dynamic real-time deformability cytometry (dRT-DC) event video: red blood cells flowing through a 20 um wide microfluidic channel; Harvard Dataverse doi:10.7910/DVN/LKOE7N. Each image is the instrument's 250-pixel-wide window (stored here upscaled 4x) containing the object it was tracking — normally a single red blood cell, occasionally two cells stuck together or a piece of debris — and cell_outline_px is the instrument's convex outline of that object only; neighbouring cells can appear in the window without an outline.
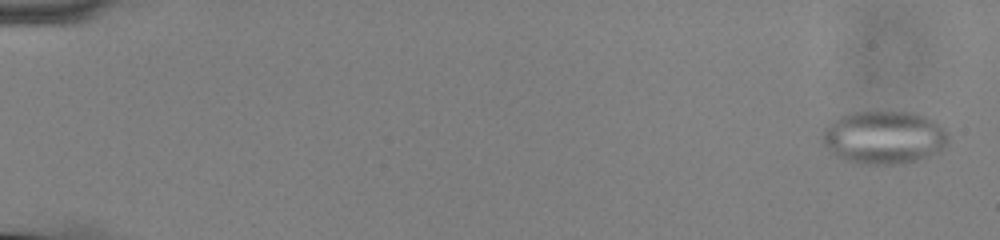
{"species": "common noctule bat (a hibernating species)", "species_latin": "Nyctalus noctula", "temperature_condition": "cold", "stored_images_in_passage": 57, "camera_frame_rate_fps": 3000, "um_per_image_px": 0.085, "animal": {"sex": "male", "body_mass_g": 13.0, "forearm_length_mm": 53.1}, "frame": {"image": 1, "passage_image": 2, "time_ms": 0.333, "image_size_px": [1000, 240], "cell_outline_px": [[948, 140], [944, 148], [940, 152], [916, 160], [900, 164], [860, 164], [836, 156], [824, 144], [824, 128], [828, 124], [840, 116], [852, 112], [876, 108], [880, 108], [912, 112], [936, 120], [948, 132]], "centroid_in_image_um": [75.18, 11.62], "position_along_channel_um": 9.8, "area_um2": 39.82}}
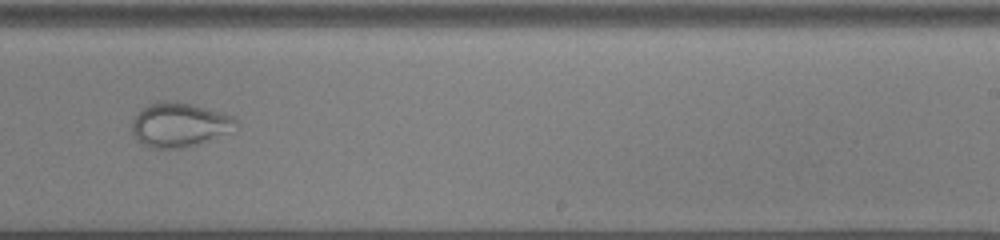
{"frame": {"image": 2, "passage_image": 37, "time_ms": 12.0, "image_size_px": [1000, 240], "cell_outline_px": [[240, 128], [236, 132], [196, 144], [180, 148], [152, 148], [136, 140], [132, 132], [132, 120], [140, 108], [156, 100], [168, 100], [192, 104], [236, 116]], "centroid_in_image_um": [15.31, 10.59], "position_along_channel_um": 273.7, "area_um2": 27.57}}
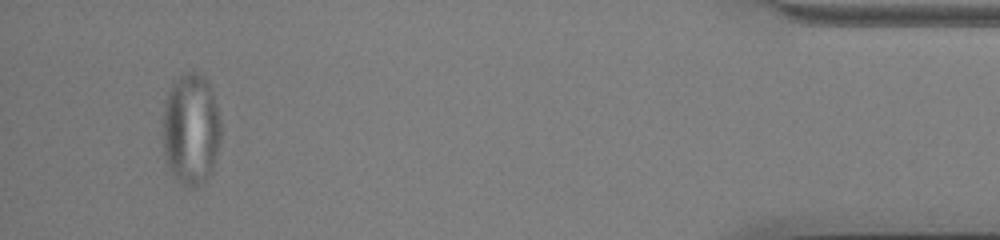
{"frame": {"image": 3, "passage_image": 54, "time_ms": 17.667, "image_size_px": [1000, 240], "cell_outline_px": [[220, 140], [212, 172], [204, 184], [196, 188], [192, 188], [180, 184], [172, 172], [168, 164], [160, 140], [164, 108], [168, 92], [172, 84], [180, 76], [188, 72], [196, 72], [204, 76], [208, 80], [216, 104], [220, 120]], "centroid_in_image_um": [16.22, 11.02], "position_along_channel_um": 419.0, "area_um2": 38.38}}